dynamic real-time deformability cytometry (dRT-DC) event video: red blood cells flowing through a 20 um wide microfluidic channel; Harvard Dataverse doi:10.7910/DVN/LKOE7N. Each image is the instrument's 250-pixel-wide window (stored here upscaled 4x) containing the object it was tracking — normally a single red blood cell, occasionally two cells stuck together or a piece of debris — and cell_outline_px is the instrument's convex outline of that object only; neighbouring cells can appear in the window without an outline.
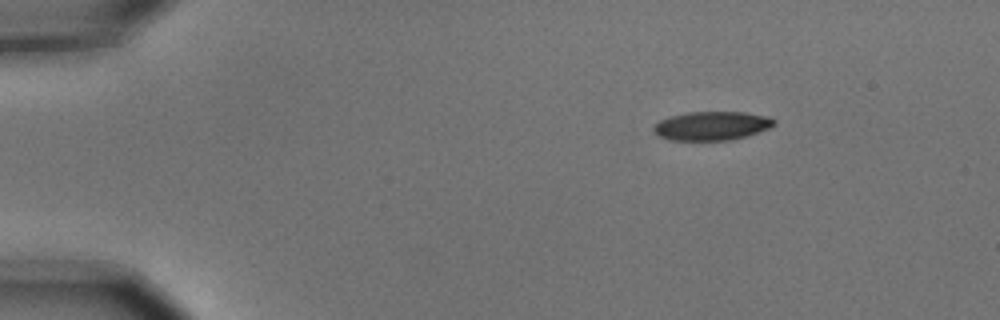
{"species": "common noctule bat (a hibernating species)", "species_latin": "Nyctalus noctula", "temperature_condition": "cold", "stored_images_in_passage": 5, "camera_frame_rate_fps": 3000, "um_per_image_px": 0.085, "animal": {"sex": "male", "body_mass_g": 15.6}, "frame": {"image": 1, "passage_image": 1, "time_ms": 0.0, "image_size_px": [1000, 320], "cell_outline_px": [[776, 124], [768, 128], [748, 136], [732, 140], [668, 140], [656, 136], [652, 128], [660, 120], [668, 116], [688, 112], [744, 112], [768, 116], [776, 120]], "centroid_in_image_um": [60.48, 10.7], "position_along_channel_um": 24.5, "area_um2": 20.46}}
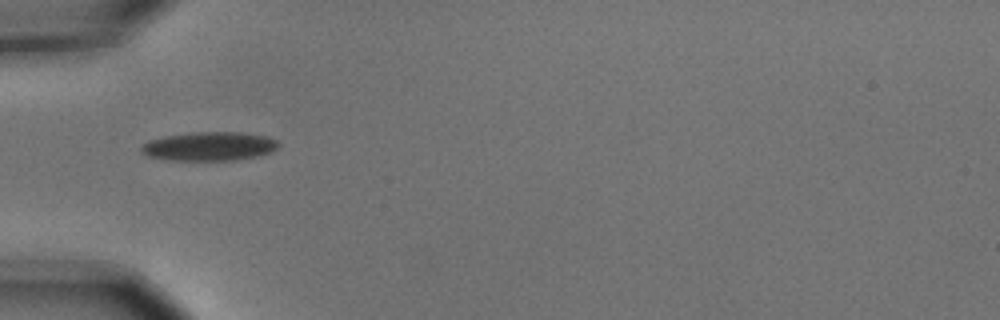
{"frame": {"image": 2, "passage_image": 4, "time_ms": 1.0, "image_size_px": [1000, 320], "cell_outline_px": [[280, 144], [272, 152], [256, 156], [236, 160], [172, 160], [148, 156], [140, 148], [148, 140], [164, 136], [196, 132], [240, 132], [264, 136], [276, 140]], "centroid_in_image_um": [17.8, 12.43], "position_along_channel_um": 67.2, "area_um2": 22.83}}
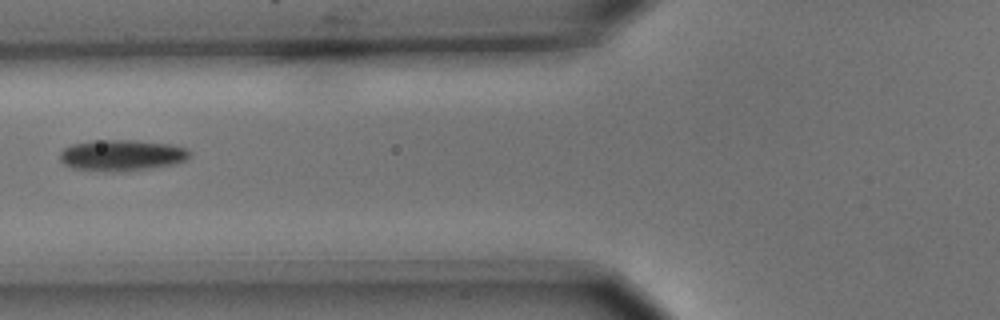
{"frame": {"image": 3, "passage_image": 5, "time_ms": 1.333, "image_size_px": [1000, 320], "cell_outline_px": [[192, 152], [184, 160], [172, 164], [124, 172], [72, 168], [64, 164], [60, 160], [60, 152], [64, 148], [72, 144], [92, 140], [136, 140], [172, 144], [188, 148]], "centroid_in_image_um": [10.35, 13.18], "position_along_channel_um": 115.5, "area_um2": 23.52}}